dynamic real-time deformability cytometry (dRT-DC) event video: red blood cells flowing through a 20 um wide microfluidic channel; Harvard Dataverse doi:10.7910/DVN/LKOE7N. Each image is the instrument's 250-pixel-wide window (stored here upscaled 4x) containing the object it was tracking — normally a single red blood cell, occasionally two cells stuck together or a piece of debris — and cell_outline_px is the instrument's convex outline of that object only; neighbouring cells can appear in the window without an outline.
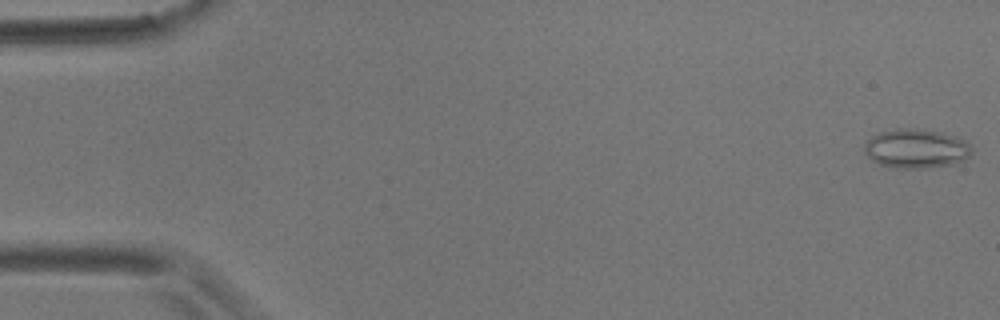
{"species": "common noctule bat (a hibernating species)", "species_latin": "Nyctalus noctula", "temperature_condition": "room temperature", "stored_images_in_passage": 5, "camera_frame_rate_fps": 3000, "um_per_image_px": 0.085, "animal": {"sex": "male", "body_mass_g": 17.9}, "frame": {"image": 1, "passage_image": 1, "time_ms": 0.0, "image_size_px": [1000, 320], "cell_outline_px": [[972, 152], [964, 160], [952, 164], [924, 168], [896, 168], [880, 164], [872, 160], [864, 152], [864, 144], [872, 136], [880, 132], [896, 128], [912, 128], [940, 132], [956, 136], [964, 140], [972, 148]], "centroid_in_image_um": [77.86, 12.63], "position_along_channel_um": 7.1, "area_um2": 24.45}}